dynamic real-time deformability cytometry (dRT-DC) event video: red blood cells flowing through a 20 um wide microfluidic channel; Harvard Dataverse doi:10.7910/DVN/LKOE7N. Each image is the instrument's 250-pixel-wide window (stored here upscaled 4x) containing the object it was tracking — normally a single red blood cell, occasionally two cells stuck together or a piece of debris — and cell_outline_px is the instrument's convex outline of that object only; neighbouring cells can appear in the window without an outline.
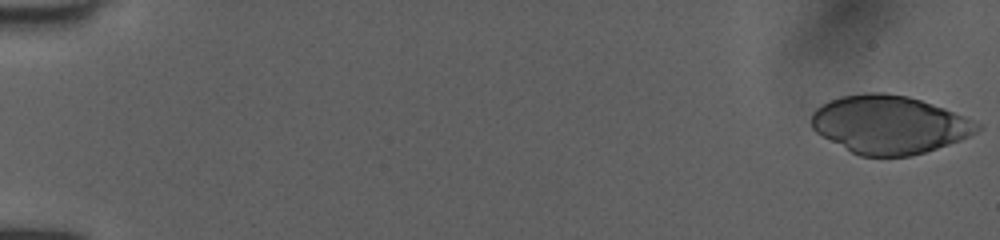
{"species": "human", "species_latin": "Homo sapiens", "temperature_condition": "room temperature", "stored_images_in_passage": 51, "camera_frame_rate_fps": 3000, "um_per_image_px": 0.085, "donor": {"sex": "female"}, "frame": {"image": 1, "passage_image": 1, "time_ms": 0.0, "image_size_px": [1000, 240], "cell_outline_px": [[984, 128], [960, 140], [912, 156], [860, 156], [820, 136], [812, 128], [812, 112], [820, 104], [828, 100], [840, 96], [868, 92], [884, 92], [908, 96], [944, 108], [984, 124]], "centroid_in_image_um": [75.58, 10.58], "position_along_channel_um": 9.4, "area_um2": 56.36}}